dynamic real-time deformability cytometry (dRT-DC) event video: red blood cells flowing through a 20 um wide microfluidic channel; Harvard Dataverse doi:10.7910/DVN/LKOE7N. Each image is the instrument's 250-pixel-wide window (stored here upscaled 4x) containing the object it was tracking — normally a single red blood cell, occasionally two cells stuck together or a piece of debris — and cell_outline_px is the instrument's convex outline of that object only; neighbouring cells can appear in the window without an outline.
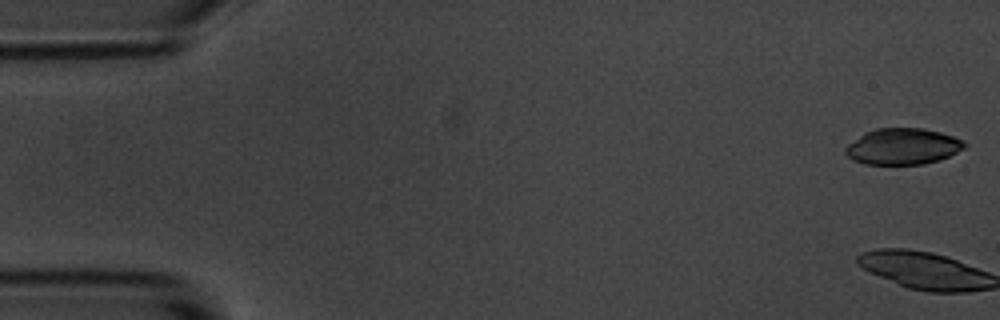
{"species": "common noctule bat (a hibernating species)", "species_latin": "Nyctalus noctula", "temperature_condition": "room temperature", "stored_images_in_passage": 2, "camera_frame_rate_fps": 3000, "um_per_image_px": 0.085, "animal": {"sex": "male", "body_mass_g": 20.1, "forearm_length_mm": 53.5}, "frame": {"image": 1, "passage_image": 1, "time_ms": 0.0, "image_size_px": [1000, 320], "cell_outline_px": [[968, 144], [964, 148], [940, 160], [924, 164], [864, 164], [852, 160], [844, 152], [844, 148], [848, 144], [864, 132], [876, 128], [924, 128], [940, 132], [964, 140]], "centroid_in_image_um": [76.72, 12.44], "position_along_channel_um": 8.3, "area_um2": 25.26}}